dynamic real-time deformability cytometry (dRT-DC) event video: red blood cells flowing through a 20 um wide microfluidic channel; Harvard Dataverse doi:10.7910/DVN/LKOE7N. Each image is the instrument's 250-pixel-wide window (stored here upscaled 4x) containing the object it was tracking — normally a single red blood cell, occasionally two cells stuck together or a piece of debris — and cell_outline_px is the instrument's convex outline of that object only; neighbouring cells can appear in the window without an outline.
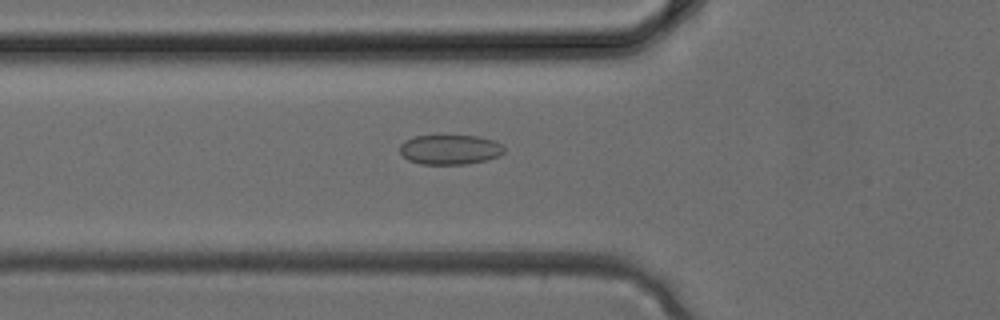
{"species": "common noctule bat (a hibernating species)", "species_latin": "Nyctalus noctula", "temperature_condition": "cold", "stored_images_in_passage": 4, "camera_frame_rate_fps": 3000, "um_per_image_px": 0.085, "animal": {"sex": "female", "body_mass_g": 24.6, "forearm_length_mm": 56.2}, "frame": {"image": 1, "passage_image": 4, "time_ms": 1.0, "image_size_px": [1000, 320], "cell_outline_px": [[504, 152], [496, 156], [484, 160], [464, 164], [420, 164], [408, 160], [400, 152], [400, 144], [404, 140], [412, 136], [476, 136], [492, 140], [500, 144], [504, 148]], "centroid_in_image_um": [38.18, 12.71], "position_along_channel_um": 87.6, "area_um2": 17.86}}